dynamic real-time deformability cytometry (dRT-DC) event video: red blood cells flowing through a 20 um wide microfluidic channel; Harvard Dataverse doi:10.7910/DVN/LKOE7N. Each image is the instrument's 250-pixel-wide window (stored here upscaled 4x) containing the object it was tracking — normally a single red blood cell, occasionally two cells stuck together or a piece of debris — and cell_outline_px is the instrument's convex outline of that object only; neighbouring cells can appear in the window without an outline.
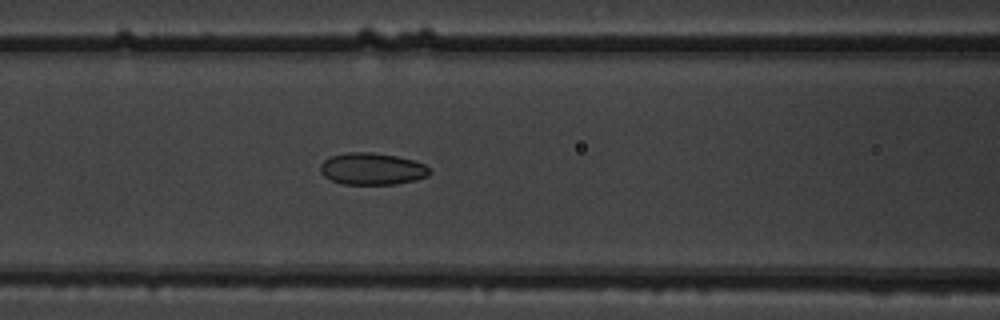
{"species": "common noctule bat (a hibernating species)", "species_latin": "Nyctalus noctula", "temperature_condition": "warm", "stored_images_in_passage": 52, "camera_frame_rate_fps": 3000, "um_per_image_px": 0.085, "animal": {"sex": "male", "body_mass_g": 19.5, "forearm_length_mm": 54.6}, "frame": {"image": 1, "passage_image": 22, "time_ms": 7.0, "image_size_px": [1000, 320], "cell_outline_px": [[432, 172], [428, 176], [416, 180], [396, 184], [344, 184], [332, 180], [324, 176], [320, 172], [320, 164], [324, 160], [332, 156], [348, 152], [372, 152], [396, 156], [412, 160], [424, 164], [432, 168]], "centroid_in_image_um": [31.66, 14.35], "position_along_channel_um": 134.9, "area_um2": 20.4}}
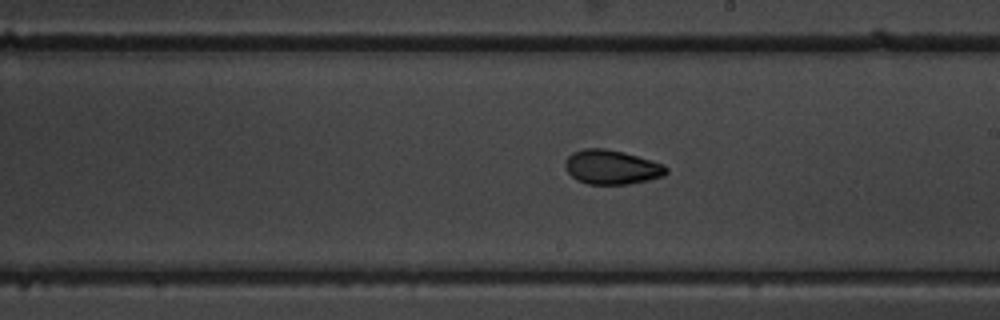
{"frame": {"image": 2, "passage_image": 30, "time_ms": 9.667, "image_size_px": [1000, 320], "cell_outline_px": [[668, 172], [664, 176], [648, 180], [628, 184], [588, 184], [576, 180], [568, 172], [564, 164], [568, 156], [572, 152], [584, 148], [604, 148], [624, 152], [664, 164], [668, 168]], "centroid_in_image_um": [52.0, 14.2], "position_along_channel_um": 237.0, "area_um2": 20.29}}
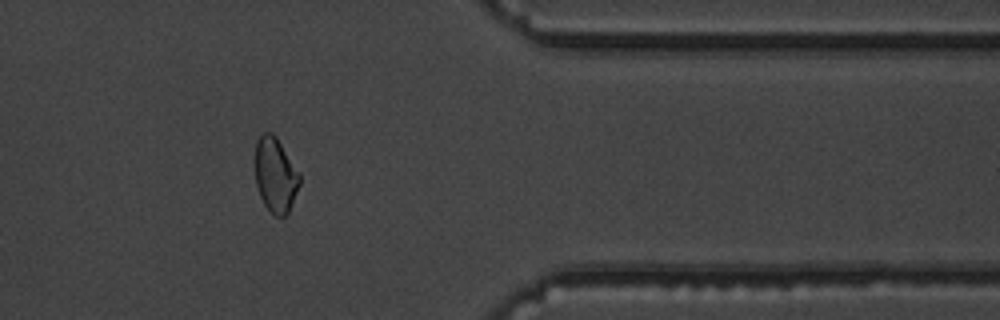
{"frame": {"image": 3, "passage_image": 43, "time_ms": 14.0, "image_size_px": [1000, 320], "cell_outline_px": [[300, 184], [288, 212], [284, 216], [276, 216], [264, 204], [260, 196], [256, 184], [256, 140], [264, 132], [272, 132], [276, 136], [300, 176]], "centroid_in_image_um": [23.4, 14.87], "position_along_channel_um": 388.0, "area_um2": 18.9}, "authors_computed_cell_mechanics": {"area_um2": 20.2878, "velocity_mm_per_s": 3.8374, "shape_relaxation_time_tau1_ms": 5.1242, "shape_relaxation_time_tau2_ms": 1.7312, "deformation_change_tau1": 0.147, "deformation_change_tau2": 0.0556}}